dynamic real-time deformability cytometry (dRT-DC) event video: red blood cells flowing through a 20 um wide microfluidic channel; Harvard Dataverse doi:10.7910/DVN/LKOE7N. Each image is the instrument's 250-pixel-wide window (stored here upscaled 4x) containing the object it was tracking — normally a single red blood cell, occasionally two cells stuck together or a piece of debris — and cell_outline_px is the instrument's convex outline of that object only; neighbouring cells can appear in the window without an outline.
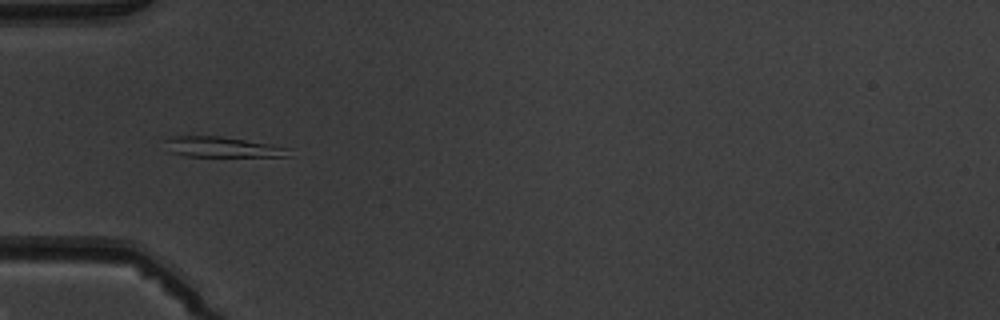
{"species": "common noctule bat (a hibernating species)", "species_latin": "Nyctalus noctula", "temperature_condition": "warm", "stored_images_in_passage": 7, "camera_frame_rate_fps": 3000, "um_per_image_px": 0.085, "animal": {"sex": "male", "body_mass_g": 19.5, "forearm_length_mm": 54.6}, "frame": {"image": 1, "passage_image": 5, "time_ms": 5.333, "image_size_px": [1000, 320], "cell_outline_px": [[288, 156], [184, 156], [168, 152], [164, 140], [172, 136], [220, 136], [272, 144], [288, 148]], "centroid_in_image_um": [18.81, 12.49], "position_along_channel_um": 66.2, "area_um2": 14.62}}
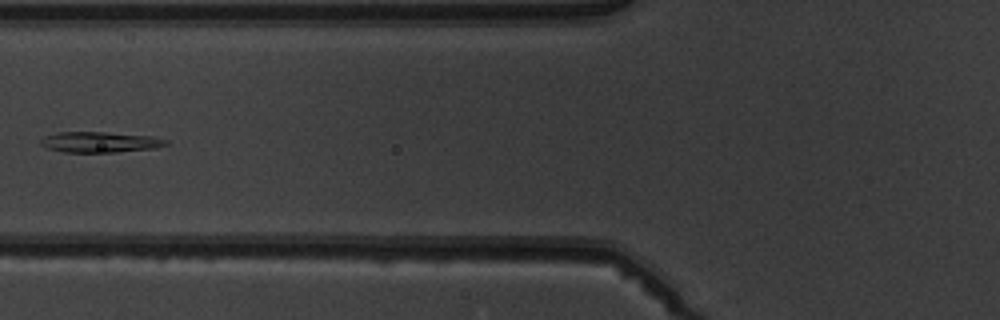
{"frame": {"image": 2, "passage_image": 6, "time_ms": 6.667, "image_size_px": [1000, 320], "cell_outline_px": [[172, 144], [156, 148], [116, 152], [64, 152], [48, 148], [40, 144], [40, 140], [44, 136], [56, 132], [104, 132], [152, 136], [168, 140]], "centroid_in_image_um": [8.54, 12.07], "position_along_channel_um": 117.3, "area_um2": 15.2}}
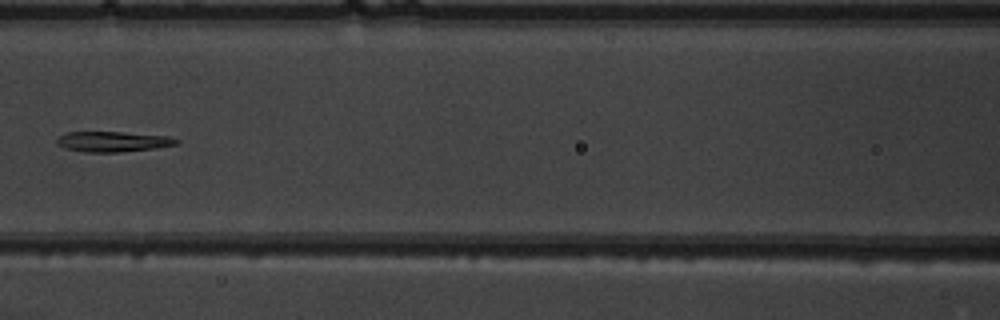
{"frame": {"image": 3, "passage_image": 7, "time_ms": 7.667, "image_size_px": [1000, 320], "cell_outline_px": [[180, 140], [176, 144], [156, 148], [120, 152], [88, 152], [68, 148], [56, 144], [56, 140], [64, 132], [120, 132], [168, 136]], "centroid_in_image_um": [9.6, 12.03], "position_along_channel_um": 157.0, "area_um2": 13.99}}